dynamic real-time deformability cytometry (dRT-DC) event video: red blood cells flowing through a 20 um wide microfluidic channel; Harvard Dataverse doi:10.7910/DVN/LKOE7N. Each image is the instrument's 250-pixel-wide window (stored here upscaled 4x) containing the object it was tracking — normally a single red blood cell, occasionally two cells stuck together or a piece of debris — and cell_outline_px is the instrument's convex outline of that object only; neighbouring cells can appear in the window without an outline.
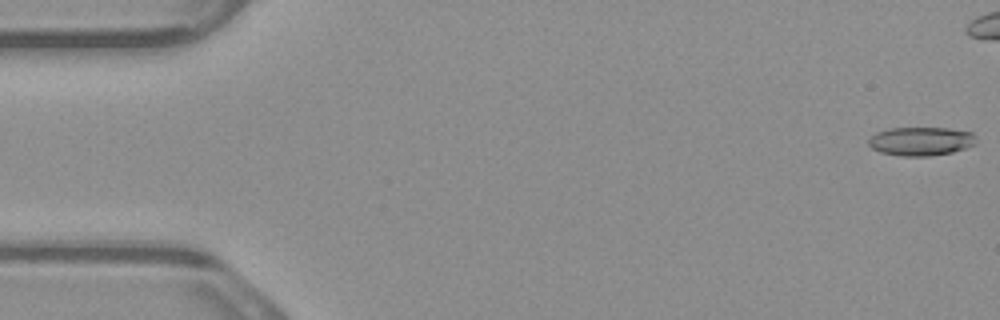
{"species": "common noctule bat (a hibernating species)", "species_latin": "Nyctalus noctula", "temperature_condition": "warm", "stored_images_in_passage": 5, "camera_frame_rate_fps": 3000, "um_per_image_px": 0.085, "animal": {"sex": "male", "body_mass_g": 23.1, "forearm_length_mm": 52.7}, "frame": {"image": 1, "passage_image": 1, "time_ms": 0.0, "image_size_px": [1000, 320], "cell_outline_px": [[976, 144], [952, 152], [928, 156], [900, 156], [880, 152], [872, 148], [868, 144], [868, 140], [876, 132], [888, 128], [948, 128], [972, 132], [976, 140]], "centroid_in_image_um": [78.26, 12.0], "position_along_channel_um": 6.7, "area_um2": 17.98}}